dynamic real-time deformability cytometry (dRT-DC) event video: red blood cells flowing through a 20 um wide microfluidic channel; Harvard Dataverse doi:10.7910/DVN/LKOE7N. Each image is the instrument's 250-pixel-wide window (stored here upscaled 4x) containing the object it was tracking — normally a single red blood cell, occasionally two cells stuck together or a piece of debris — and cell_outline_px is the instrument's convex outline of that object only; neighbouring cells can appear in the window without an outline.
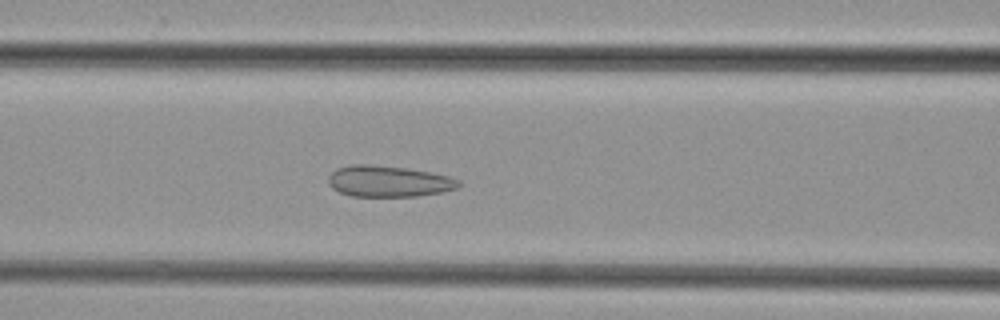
{"species": "common noctule bat (a hibernating species)", "species_latin": "Nyctalus noctula", "temperature_condition": "cold", "stored_images_in_passage": 46, "camera_frame_rate_fps": 3000, "um_per_image_px": 0.085, "animal": {"sex": "female", "body_mass_g": 29.2, "forearm_length_mm": 56.3}, "frame": {"image": 1, "passage_image": 18, "time_ms": 5.667, "image_size_px": [1000, 320], "cell_outline_px": [[464, 184], [460, 188], [440, 192], [416, 196], [352, 196], [340, 192], [332, 188], [328, 184], [328, 176], [336, 168], [352, 164], [368, 164], [404, 168], [428, 172], [448, 176], [460, 180]], "centroid_in_image_um": [33.03, 15.41], "position_along_channel_um": 133.6, "area_um2": 23.7}}
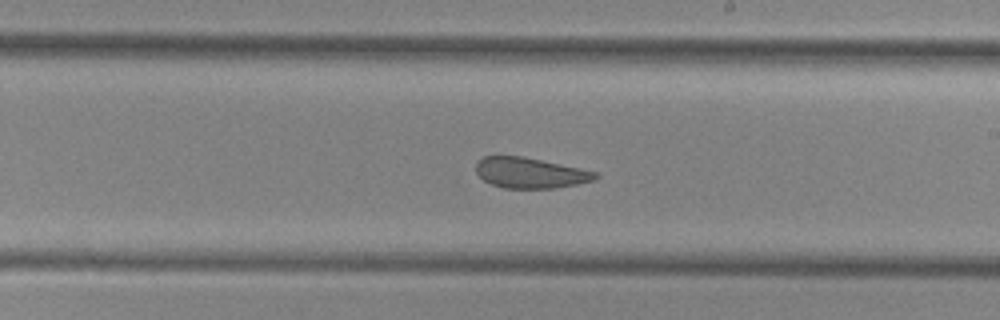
{"frame": {"image": 2, "passage_image": 26, "time_ms": 8.333, "image_size_px": [1000, 320], "cell_outline_px": [[600, 176], [596, 180], [556, 188], [504, 188], [492, 184], [484, 180], [476, 172], [476, 160], [484, 156], [520, 156], [580, 168], [596, 172]], "centroid_in_image_um": [45.06, 14.69], "position_along_channel_um": 243.9, "area_um2": 21.15}}
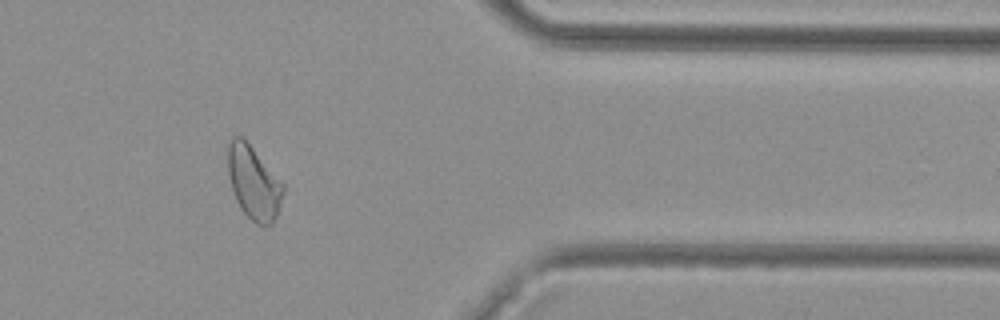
{"frame": {"image": 3, "passage_image": 38, "time_ms": 12.333, "image_size_px": [1000, 320], "cell_outline_px": [[284, 192], [276, 216], [272, 224], [256, 224], [240, 208], [236, 200], [232, 188], [228, 172], [228, 140], [232, 136], [240, 136], [252, 148], [284, 184]], "centroid_in_image_um": [21.55, 15.52], "position_along_channel_um": 389.9, "area_um2": 23.18}}